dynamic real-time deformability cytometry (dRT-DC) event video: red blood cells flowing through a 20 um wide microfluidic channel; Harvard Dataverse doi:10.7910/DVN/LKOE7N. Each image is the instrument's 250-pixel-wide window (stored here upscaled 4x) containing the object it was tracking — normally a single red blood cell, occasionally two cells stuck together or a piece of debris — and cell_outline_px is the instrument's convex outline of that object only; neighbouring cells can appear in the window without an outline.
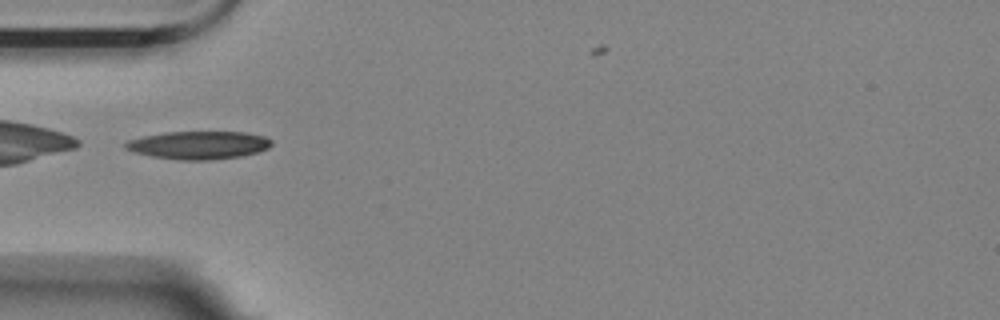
{"species": "Egyptian fruit bat (a non-hibernating species)", "species_latin": "Rousettus aegyptiacus", "temperature_condition": "room temperature", "stored_images_in_passage": 7, "camera_frame_rate_fps": 3000, "um_per_image_px": 0.085, "animal": {"sex": "female"}, "frame": {"image": 1, "passage_image": 5, "time_ms": 1.333, "image_size_px": [1000, 320], "cell_outline_px": [[272, 144], [268, 148], [260, 152], [240, 156], [208, 160], [180, 160], [152, 156], [136, 152], [124, 148], [124, 144], [128, 140], [144, 136], [164, 132], [244, 132], [264, 136], [272, 140]], "centroid_in_image_um": [16.9, 12.33], "position_along_channel_um": 68.1, "area_um2": 23.76}}
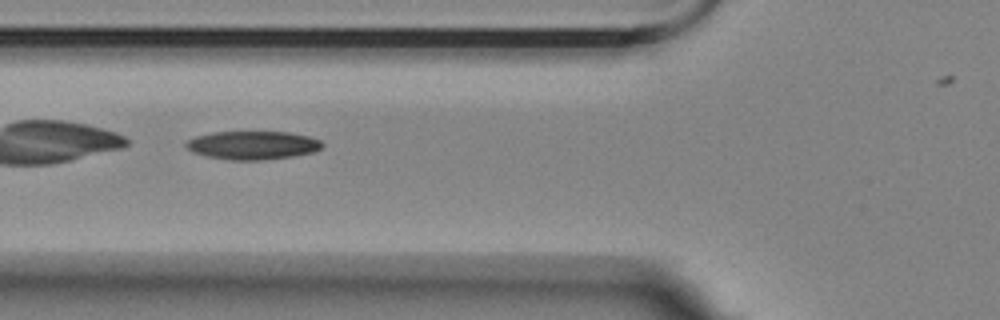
{"frame": {"image": 2, "passage_image": 6, "time_ms": 1.667, "image_size_px": [1000, 320], "cell_outline_px": [[324, 144], [320, 148], [312, 152], [292, 156], [260, 160], [232, 160], [208, 156], [192, 152], [184, 144], [188, 140], [196, 136], [212, 132], [288, 132], [308, 136], [320, 140]], "centroid_in_image_um": [21.46, 12.34], "position_along_channel_um": 104.3, "area_um2": 22.31}}
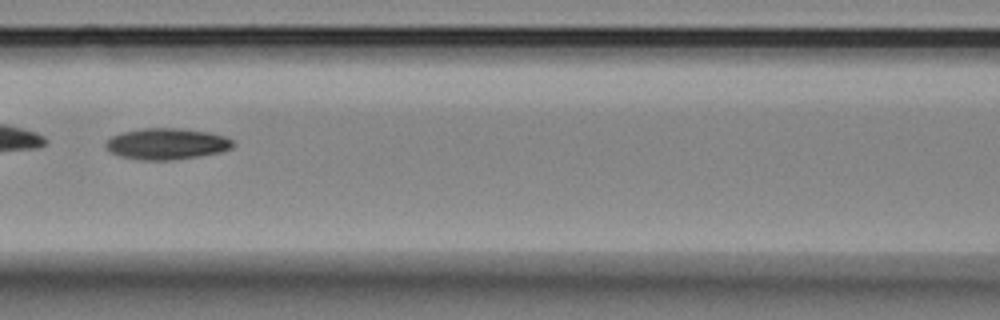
{"frame": {"image": 3, "passage_image": 7, "time_ms": 2.0, "image_size_px": [1000, 320], "cell_outline_px": [[236, 144], [232, 148], [220, 152], [200, 156], [172, 160], [140, 160], [120, 156], [108, 152], [104, 144], [112, 136], [124, 132], [144, 128], [176, 128], [208, 132], [224, 136], [232, 140]], "centroid_in_image_um": [14.17, 12.24], "position_along_channel_um": 152.4, "area_um2": 23.18}}